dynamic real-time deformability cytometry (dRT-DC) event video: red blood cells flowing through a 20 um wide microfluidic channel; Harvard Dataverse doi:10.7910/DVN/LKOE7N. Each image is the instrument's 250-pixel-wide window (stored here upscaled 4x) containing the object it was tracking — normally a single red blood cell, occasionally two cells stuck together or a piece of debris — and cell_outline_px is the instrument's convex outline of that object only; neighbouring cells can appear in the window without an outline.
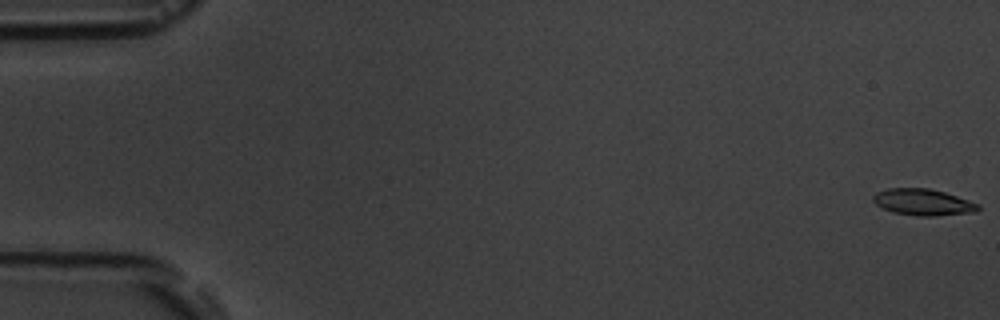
{"species": "common noctule bat (a hibernating species)", "species_latin": "Nyctalus noctula", "temperature_condition": "room temperature", "stored_images_in_passage": 5, "camera_frame_rate_fps": 3000, "um_per_image_px": 0.085, "animal": {"sex": "male", "body_mass_g": 19.5, "forearm_length_mm": 54.6}, "frame": {"image": 1, "passage_image": 1, "time_ms": 0.0, "image_size_px": [1000, 320], "cell_outline_px": [[980, 208], [976, 212], [936, 216], [916, 216], [892, 212], [876, 204], [872, 200], [872, 196], [876, 192], [888, 188], [928, 188], [944, 192], [980, 204]], "centroid_in_image_um": [78.45, 17.19], "position_along_channel_um": 6.5, "area_um2": 16.24}}